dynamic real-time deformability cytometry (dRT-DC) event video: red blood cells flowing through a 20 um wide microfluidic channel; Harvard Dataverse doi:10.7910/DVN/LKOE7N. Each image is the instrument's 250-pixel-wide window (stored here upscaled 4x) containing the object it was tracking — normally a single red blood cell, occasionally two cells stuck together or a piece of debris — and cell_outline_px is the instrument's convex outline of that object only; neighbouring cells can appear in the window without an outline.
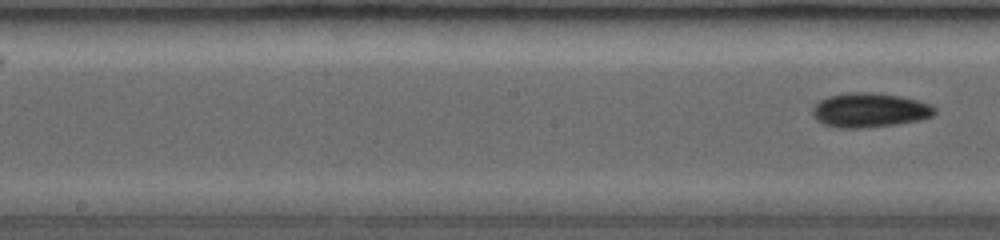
{"species": "common noctule bat (a hibernating species)", "species_latin": "Nyctalus noctula", "temperature_condition": "room temperature", "stored_images_in_passage": 13, "segment_of_instrument_passage": [2, 2], "camera_frame_rate_fps": 3500, "um_per_image_px": 0.085, "animal": {"sex": "female", "body_mass_g": 19.0, "forearm_length_mm": 53.3}, "frame": {"image": 1, "passage_image": 13, "time_ms": 3.429, "image_size_px": [1000, 240], "cell_outline_px": [[936, 112], [932, 116], [916, 120], [896, 124], [864, 128], [836, 128], [824, 124], [816, 120], [812, 112], [812, 108], [820, 100], [832, 96], [848, 92], [868, 92], [896, 96], [928, 104], [936, 108]], "centroid_in_image_um": [73.86, 9.38], "position_along_channel_um": 174.3, "area_um2": 23.99}}